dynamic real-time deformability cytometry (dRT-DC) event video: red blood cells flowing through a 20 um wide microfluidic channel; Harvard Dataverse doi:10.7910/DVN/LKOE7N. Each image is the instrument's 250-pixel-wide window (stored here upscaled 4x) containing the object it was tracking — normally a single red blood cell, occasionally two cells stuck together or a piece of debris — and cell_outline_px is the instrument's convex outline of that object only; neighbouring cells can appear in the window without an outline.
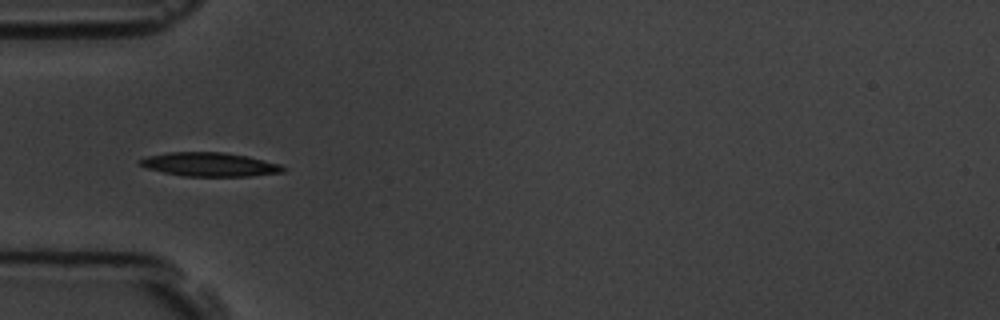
{"species": "common noctule bat (a hibernating species)", "species_latin": "Nyctalus noctula", "temperature_condition": "room temperature", "stored_images_in_passage": 10, "camera_frame_rate_fps": 3000, "um_per_image_px": 0.085, "animal": {"sex": "male", "body_mass_g": 19.5, "forearm_length_mm": 54.6}, "frame": {"image": 1, "passage_image": 5, "time_ms": 5.333, "image_size_px": [1000, 320], "cell_outline_px": [[284, 172], [252, 176], [184, 176], [164, 172], [148, 168], [140, 164], [136, 160], [148, 156], [168, 152], [224, 152], [248, 156], [280, 164], [284, 168]], "centroid_in_image_um": [17.83, 13.97], "position_along_channel_um": 67.2, "area_um2": 19.83}}
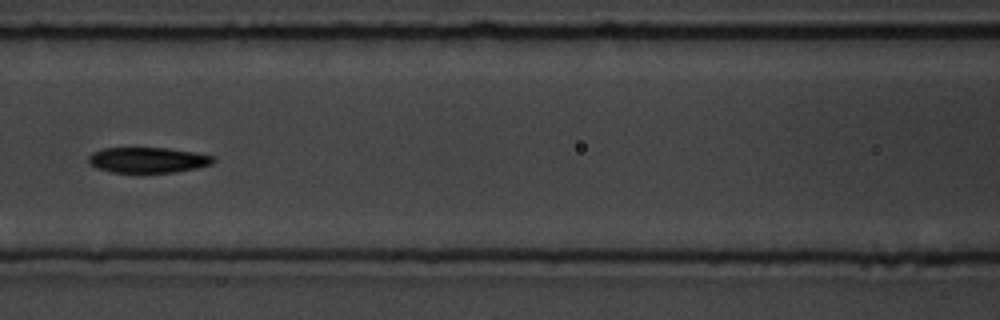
{"frame": {"image": 2, "passage_image": 7, "time_ms": 7.667, "image_size_px": [1000, 320], "cell_outline_px": [[216, 160], [212, 164], [196, 168], [172, 172], [112, 172], [96, 168], [88, 164], [88, 156], [92, 152], [104, 148], [164, 148], [196, 152], [216, 156]], "centroid_in_image_um": [12.57, 13.59], "position_along_channel_um": 154.0, "area_um2": 18.61}}
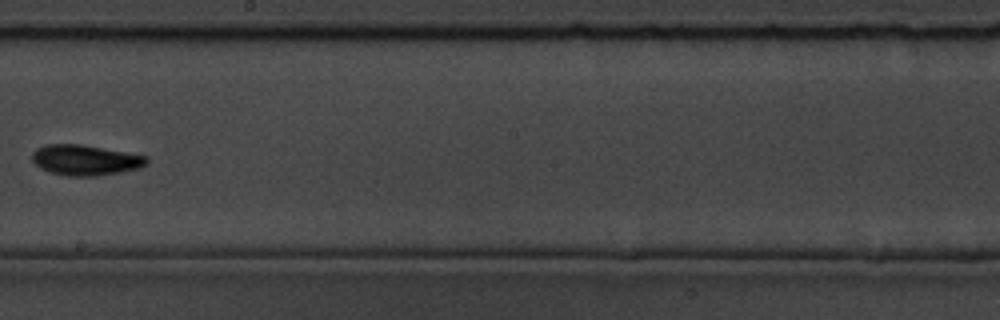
{"frame": {"image": 3, "passage_image": 9, "time_ms": 10.0, "image_size_px": [1000, 320], "cell_outline_px": [[148, 164], [140, 168], [120, 172], [96, 176], [64, 176], [40, 168], [32, 160], [32, 152], [36, 148], [48, 144], [80, 144], [148, 156]], "centroid_in_image_um": [7.26, 13.61], "position_along_channel_um": 240.9, "area_um2": 20.35}}